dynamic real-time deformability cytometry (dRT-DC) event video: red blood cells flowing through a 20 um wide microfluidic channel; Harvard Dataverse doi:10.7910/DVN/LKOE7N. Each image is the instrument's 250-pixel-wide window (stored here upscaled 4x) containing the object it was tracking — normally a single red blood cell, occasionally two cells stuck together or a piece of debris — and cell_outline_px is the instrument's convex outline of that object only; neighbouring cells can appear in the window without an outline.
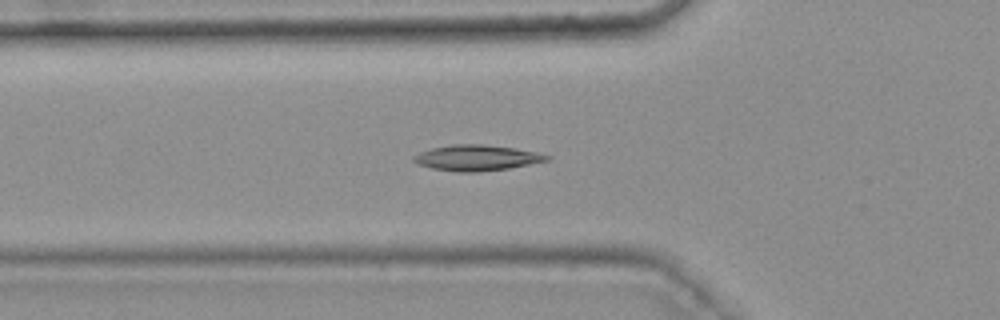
{"species": "common noctule bat (a hibernating species)", "species_latin": "Nyctalus noctula", "temperature_condition": "warm", "stored_images_in_passage": 30, "camera_frame_rate_fps": 3000, "um_per_image_px": 0.085, "animal": {"sex": "female", "body_mass_g": 25.1}, "frame": {"image": 1, "passage_image": 2, "time_ms": 0.333, "image_size_px": [1000, 320], "cell_outline_px": [[552, 156], [548, 160], [508, 168], [476, 172], [456, 172], [432, 168], [420, 164], [412, 160], [412, 156], [420, 152], [432, 148], [452, 144], [480, 144], [512, 148]], "centroid_in_image_um": [40.46, 13.41], "position_along_channel_um": 85.3, "area_um2": 19.54}}
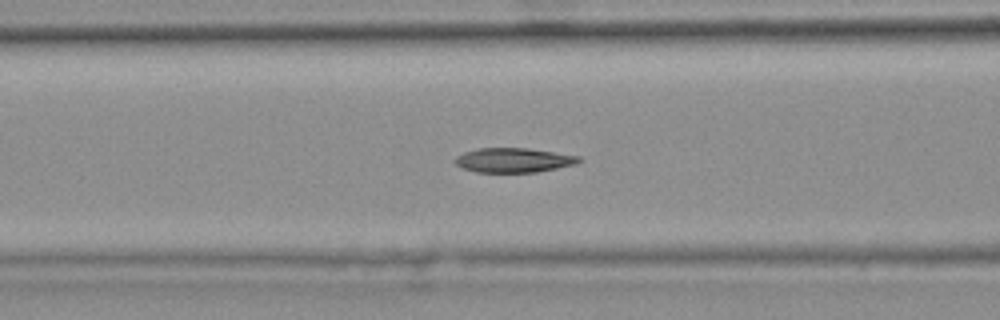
{"frame": {"image": 2, "passage_image": 5, "time_ms": 1.333, "image_size_px": [1000, 320], "cell_outline_px": [[584, 160], [576, 164], [536, 172], [476, 172], [460, 168], [452, 160], [456, 156], [464, 152], [480, 148], [528, 148], [580, 156]], "centroid_in_image_um": [43.64, 13.61], "position_along_channel_um": 123.0, "area_um2": 17.8}}
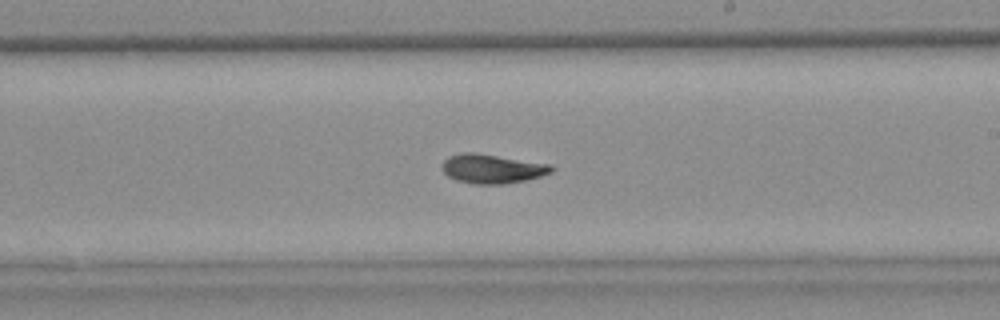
{"frame": {"image": 3, "passage_image": 15, "time_ms": 4.667, "image_size_px": [1000, 320], "cell_outline_px": [[556, 168], [552, 172], [540, 176], [524, 180], [504, 184], [476, 184], [456, 180], [448, 176], [440, 168], [444, 160], [448, 156], [460, 152], [476, 152], [552, 164]], "centroid_in_image_um": [41.83, 14.32], "position_along_channel_um": 247.2, "area_um2": 18.84}}